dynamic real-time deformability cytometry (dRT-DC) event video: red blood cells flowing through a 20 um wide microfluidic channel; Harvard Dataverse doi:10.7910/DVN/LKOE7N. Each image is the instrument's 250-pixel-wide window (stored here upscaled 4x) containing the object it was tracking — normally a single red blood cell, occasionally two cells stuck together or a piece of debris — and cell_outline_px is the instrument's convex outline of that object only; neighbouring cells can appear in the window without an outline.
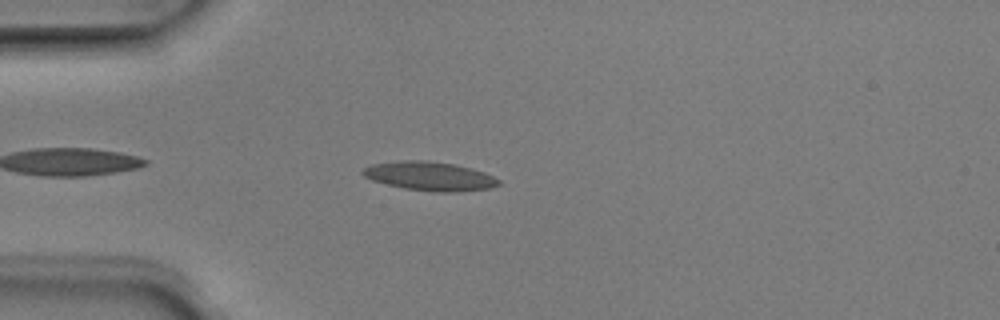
{"species": "Egyptian fruit bat (a non-hibernating species)", "species_latin": "Rousettus aegyptiacus", "temperature_condition": "room temperature", "stored_images_in_passage": 41, "camera_frame_rate_fps": 3000, "um_per_image_px": 0.085, "animal": {"sex": "male"}, "frame": {"image": 1, "passage_image": 4, "time_ms": 1.0, "image_size_px": [1000, 320], "cell_outline_px": [[500, 184], [488, 188], [452, 192], [436, 192], [404, 188], [372, 180], [364, 176], [360, 172], [364, 168], [372, 164], [400, 160], [428, 160], [456, 164], [472, 168], [484, 172], [500, 180]], "centroid_in_image_um": [36.51, 14.96], "position_along_channel_um": 48.5, "area_um2": 22.83}}
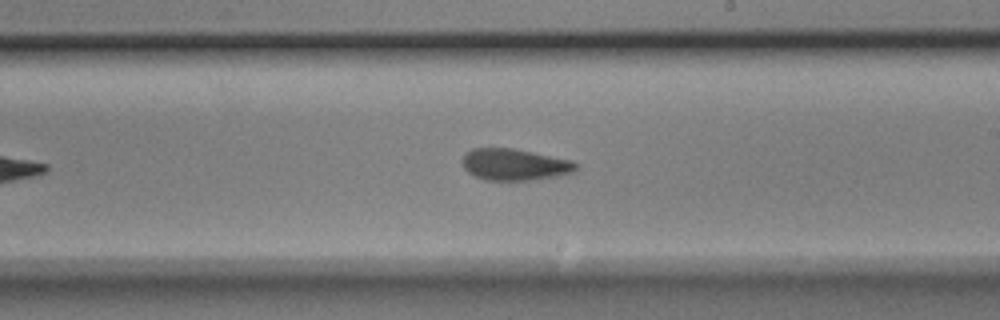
{"frame": {"image": 2, "passage_image": 20, "time_ms": 6.333, "image_size_px": [1000, 320], "cell_outline_px": [[580, 164], [576, 172], [556, 176], [532, 180], [488, 180], [476, 176], [468, 172], [464, 168], [460, 160], [464, 152], [472, 148], [512, 148], [572, 160]], "centroid_in_image_um": [43.74, 13.98], "position_along_channel_um": 245.3, "area_um2": 21.15}}
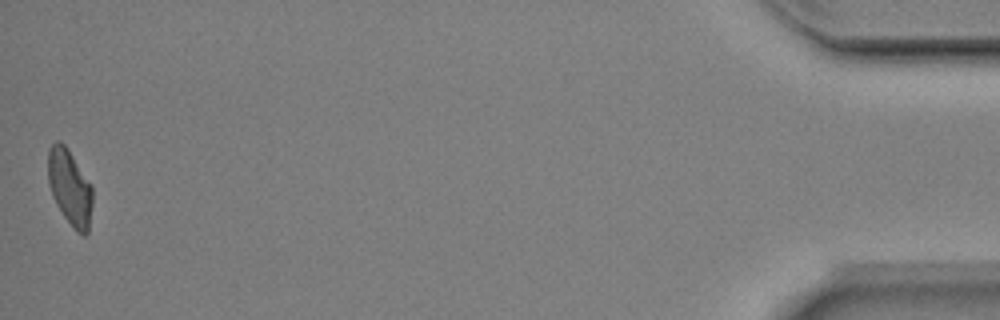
{"frame": {"image": 3, "passage_image": 41, "time_ms": 13.333, "image_size_px": [1000, 320], "cell_outline_px": [[92, 204], [88, 232], [84, 236], [76, 232], [64, 216], [56, 204], [52, 196], [48, 184], [48, 148], [56, 140], [60, 140], [68, 148], [92, 184]], "centroid_in_image_um": [5.93, 15.91], "position_along_channel_um": 429.3, "area_um2": 19.94}, "authors_computed_cell_mechanics": {"area_um2": 20.8658, "velocity_mm_per_s": 3.9585, "shape_relaxation_time_tau1_ms": 8.5762, "shape_relaxation_time_tau2_ms": 3.0701, "deformation_change_tau1": 0.1981, "deformation_change_tau2": 0.1059}}